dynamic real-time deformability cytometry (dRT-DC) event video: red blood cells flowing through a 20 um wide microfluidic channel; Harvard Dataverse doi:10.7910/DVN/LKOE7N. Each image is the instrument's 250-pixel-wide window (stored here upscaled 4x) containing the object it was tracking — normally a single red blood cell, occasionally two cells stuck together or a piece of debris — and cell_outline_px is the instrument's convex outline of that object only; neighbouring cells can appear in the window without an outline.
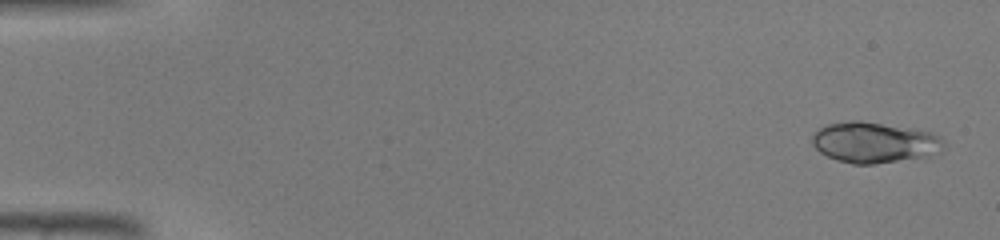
{"species": "common noctule bat (a hibernating species)", "species_latin": "Nyctalus noctula", "temperature_condition": "warm", "stored_images_in_passage": 45, "camera_frame_rate_fps": 3000, "um_per_image_px": 0.085, "animal": {"sex": "male", "body_mass_g": 19.0, "forearm_length_mm": 50.8}, "frame": {"image": 1, "passage_image": 2, "time_ms": 0.333, "image_size_px": [1000, 240], "cell_outline_px": [[944, 148], [928, 156], [876, 164], [852, 164], [836, 160], [820, 152], [812, 144], [812, 136], [820, 128], [828, 124], [852, 120], [860, 120], [912, 128], [932, 132], [940, 136], [944, 140]], "centroid_in_image_um": [74.33, 12.1], "position_along_channel_um": 10.7, "area_um2": 31.33}}
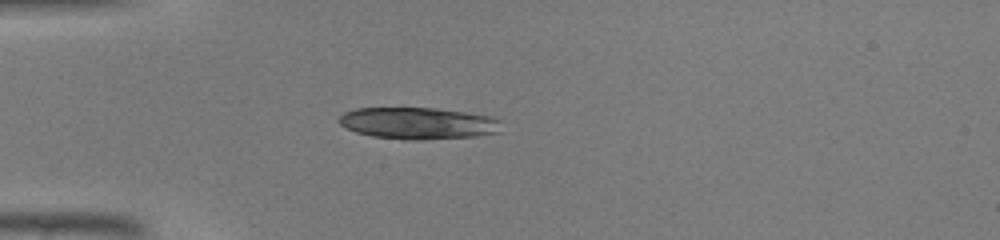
{"frame": {"image": 2, "passage_image": 13, "time_ms": 4.0, "image_size_px": [1000, 240], "cell_outline_px": [[504, 120], [500, 132], [476, 136], [424, 140], [404, 140], [372, 136], [356, 132], [340, 124], [336, 120], [344, 112], [356, 108], [436, 108], [496, 116]], "centroid_in_image_um": [35.62, 10.47], "position_along_channel_um": 49.4, "area_um2": 30.63}}